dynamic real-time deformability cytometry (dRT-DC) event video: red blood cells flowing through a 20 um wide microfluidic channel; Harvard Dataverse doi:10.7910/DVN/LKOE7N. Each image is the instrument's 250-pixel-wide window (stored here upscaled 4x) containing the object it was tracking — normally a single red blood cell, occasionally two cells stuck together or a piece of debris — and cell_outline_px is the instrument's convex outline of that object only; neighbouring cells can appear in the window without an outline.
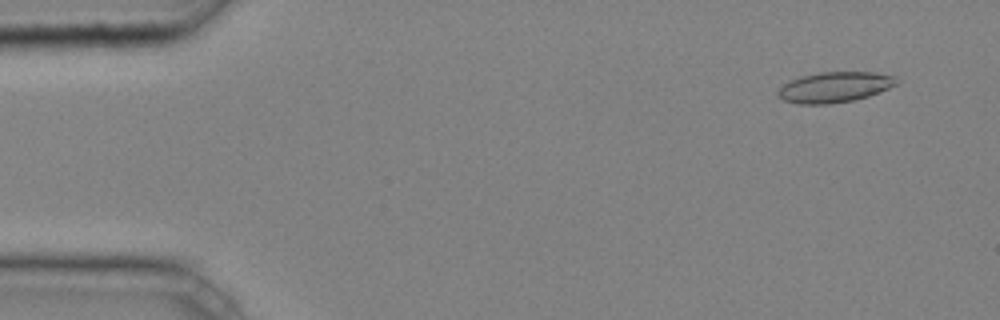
{"species": "common noctule bat (a hibernating species)", "species_latin": "Nyctalus noctula", "temperature_condition": "cold", "stored_images_in_passage": 3, "segment_of_instrument_passage": [2, 2], "camera_frame_rate_fps": 3000, "um_per_image_px": 0.085, "animal": {"sex": "male", "body_mass_g": 20.4}, "frame": {"image": 1, "passage_image": 3, "time_ms": 0.667, "image_size_px": [1000, 320], "cell_outline_px": [[896, 84], [888, 88], [868, 96], [852, 100], [828, 104], [800, 104], [784, 100], [776, 96], [776, 92], [784, 84], [800, 76], [820, 72], [872, 72], [896, 76]], "centroid_in_image_um": [70.9, 7.4], "position_along_channel_um": 14.1, "area_um2": 20.87}}